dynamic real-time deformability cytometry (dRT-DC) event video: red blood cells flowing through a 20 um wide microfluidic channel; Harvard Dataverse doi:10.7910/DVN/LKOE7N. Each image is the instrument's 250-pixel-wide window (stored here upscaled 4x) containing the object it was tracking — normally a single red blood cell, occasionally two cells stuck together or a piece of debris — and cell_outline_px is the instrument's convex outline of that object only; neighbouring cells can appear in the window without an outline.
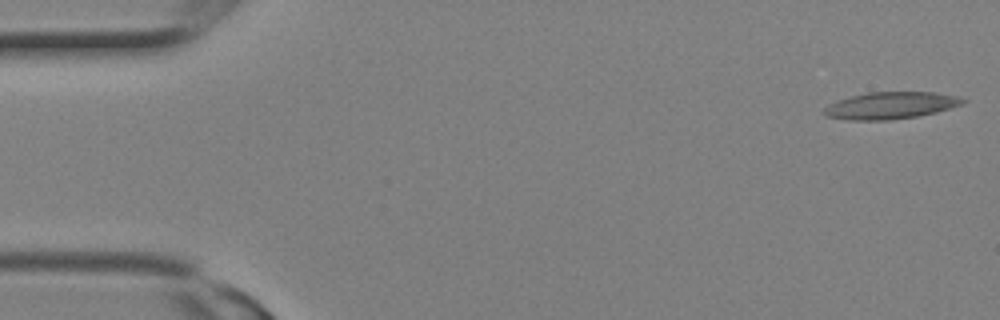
{"species": "Egyptian fruit bat (a non-hibernating species)", "species_latin": "Rousettus aegyptiacus", "temperature_condition": "room temperature", "stored_images_in_passage": 3, "segment_of_instrument_passage": [2, 2], "camera_frame_rate_fps": 3000, "um_per_image_px": 0.085, "animal": {"sex": "female"}, "frame": {"image": 1, "passage_image": 3, "time_ms": 0.667, "image_size_px": [1000, 320], "cell_outline_px": [[968, 100], [964, 104], [936, 112], [916, 116], [888, 120], [848, 120], [824, 116], [820, 112], [828, 104], [852, 96], [868, 92], [936, 92], [960, 96]], "centroid_in_image_um": [75.72, 8.96], "position_along_channel_um": 9.3, "area_um2": 21.96}}